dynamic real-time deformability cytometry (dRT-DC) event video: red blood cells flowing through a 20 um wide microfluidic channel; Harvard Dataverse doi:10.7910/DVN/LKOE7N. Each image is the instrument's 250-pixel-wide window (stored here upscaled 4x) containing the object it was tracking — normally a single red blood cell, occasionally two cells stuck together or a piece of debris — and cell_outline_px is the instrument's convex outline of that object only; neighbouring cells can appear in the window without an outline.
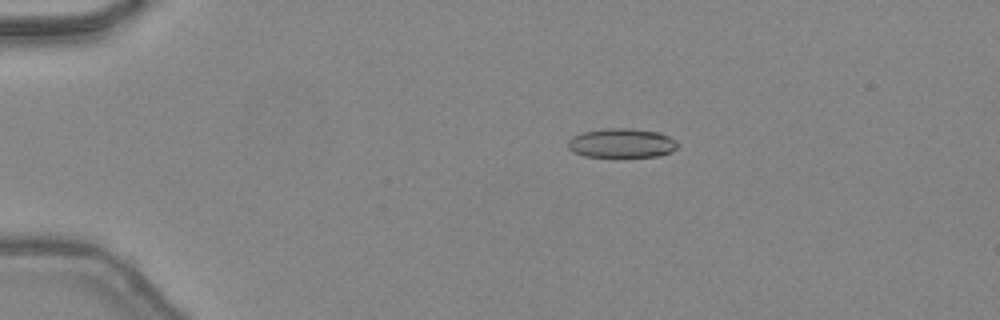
{"species": "common noctule bat (a hibernating species)", "species_latin": "Nyctalus noctula", "temperature_condition": "warm", "stored_images_in_passage": 44, "camera_frame_rate_fps": 3000, "um_per_image_px": 0.085, "animal": {"sex": "female", "body_mass_g": 24.6, "forearm_length_mm": 56.2}, "frame": {"image": 1, "passage_image": 7, "time_ms": 2.0, "image_size_px": [1000, 320], "cell_outline_px": [[676, 148], [660, 156], [584, 156], [572, 152], [568, 148], [568, 140], [572, 136], [584, 132], [604, 128], [628, 128], [660, 132], [676, 140]], "centroid_in_image_um": [52.8, 12.15], "position_along_channel_um": 32.2, "area_um2": 18.55}}
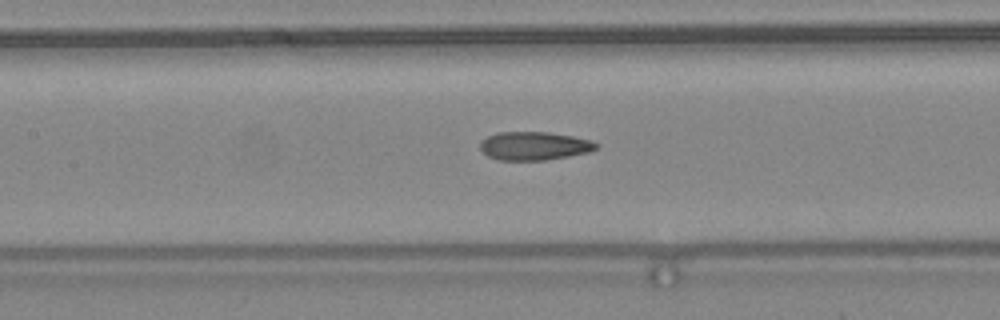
{"frame": {"image": 2, "passage_image": 20, "time_ms": 6.333, "image_size_px": [1000, 320], "cell_outline_px": [[600, 144], [596, 148], [588, 152], [568, 156], [544, 160], [496, 160], [488, 156], [480, 148], [480, 140], [496, 132], [548, 132], [572, 136], [592, 140]], "centroid_in_image_um": [45.39, 12.39], "position_along_channel_um": 162.0, "area_um2": 19.25}}
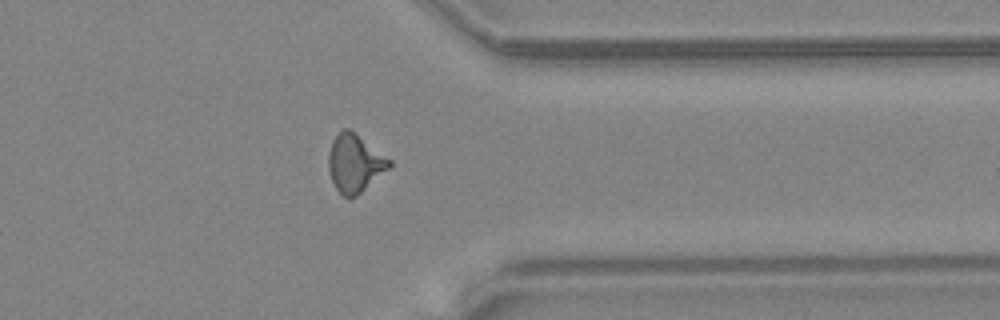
{"frame": {"image": 3, "passage_image": 35, "time_ms": 11.333, "image_size_px": [1000, 320], "cell_outline_px": [[392, 164], [388, 168], [356, 196], [344, 196], [336, 188], [332, 180], [328, 168], [328, 152], [332, 140], [344, 128], [348, 128], [392, 160]], "centroid_in_image_um": [30.14, 13.85], "position_along_channel_um": 381.3, "area_um2": 20.0}, "authors_computed_cell_mechanics": {"area_um2": 19.363, "velocity_mm_per_s": 4.5031, "shape_relaxation_time_tau1_ms": 9.6153, "shape_relaxation_time_tau2_ms": 1.7203, "deformation_change_tau1": 0.2988, "deformation_change_tau2": 0.1091}}